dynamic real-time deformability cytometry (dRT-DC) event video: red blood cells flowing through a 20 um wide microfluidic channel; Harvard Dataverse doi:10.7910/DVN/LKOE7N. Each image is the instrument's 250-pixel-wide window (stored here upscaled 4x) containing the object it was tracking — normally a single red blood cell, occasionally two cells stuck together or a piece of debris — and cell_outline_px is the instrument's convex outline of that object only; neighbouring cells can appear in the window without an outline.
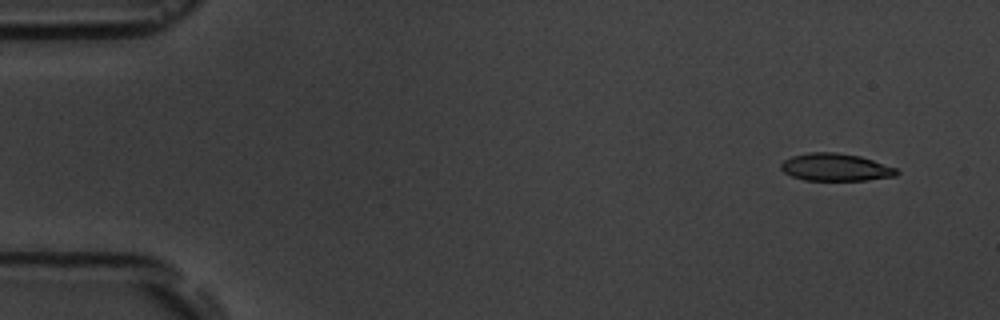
{"species": "common noctule bat (a hibernating species)", "species_latin": "Nyctalus noctula", "temperature_condition": "room temperature", "stored_images_in_passage": 15, "camera_frame_rate_fps": 3000, "um_per_image_px": 0.085, "animal": {"sex": "male", "body_mass_g": 19.5, "forearm_length_mm": 54.6}, "frame": {"image": 1, "passage_image": 2, "time_ms": 1.0, "image_size_px": [1000, 320], "cell_outline_px": [[900, 172], [896, 176], [868, 180], [804, 180], [792, 176], [784, 172], [780, 168], [780, 164], [784, 160], [792, 156], [808, 152], [836, 152], [860, 156], [896, 168]], "centroid_in_image_um": [71.01, 14.21], "position_along_channel_um": 14.0, "area_um2": 18.55}}
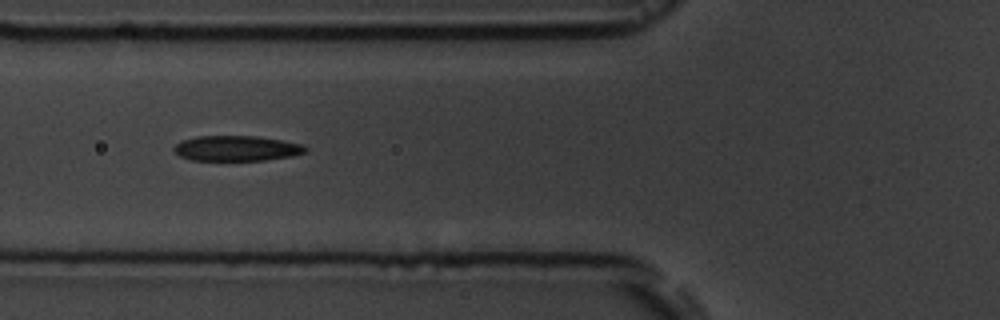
{"frame": {"image": 2, "passage_image": 6, "time_ms": 6.667, "image_size_px": [1000, 320], "cell_outline_px": [[308, 152], [292, 156], [264, 160], [192, 160], [180, 156], [172, 148], [180, 140], [196, 136], [256, 136], [304, 144], [308, 148]], "centroid_in_image_um": [20.12, 12.6], "position_along_channel_um": 105.7, "area_um2": 19.48}}
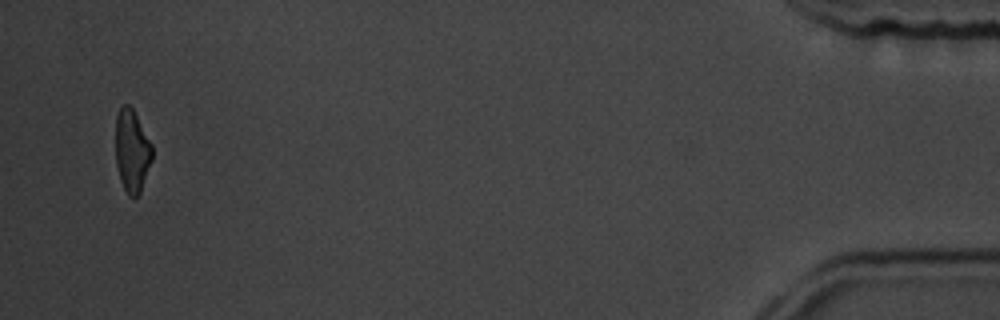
{"frame": {"image": 3, "passage_image": 15, "time_ms": 17.667, "image_size_px": [1000, 320], "cell_outline_px": [[152, 160], [140, 192], [136, 196], [128, 196], [120, 180], [116, 164], [116, 116], [120, 108], [124, 104], [128, 104], [132, 108], [152, 144]], "centroid_in_image_um": [11.21, 12.82], "position_along_channel_um": 424.0, "area_um2": 17.46}, "authors_computed_cell_mechanics": {"area_um2": 19.074, "velocity_mm_per_s": 3.6722, "shape_relaxation_time_tau1_ms": 2.8007, "shape_relaxation_time_tau2_ms": 0.6003, "deformation_change_tau1": 0.1375, "deformation_change_tau2": 0.09}}